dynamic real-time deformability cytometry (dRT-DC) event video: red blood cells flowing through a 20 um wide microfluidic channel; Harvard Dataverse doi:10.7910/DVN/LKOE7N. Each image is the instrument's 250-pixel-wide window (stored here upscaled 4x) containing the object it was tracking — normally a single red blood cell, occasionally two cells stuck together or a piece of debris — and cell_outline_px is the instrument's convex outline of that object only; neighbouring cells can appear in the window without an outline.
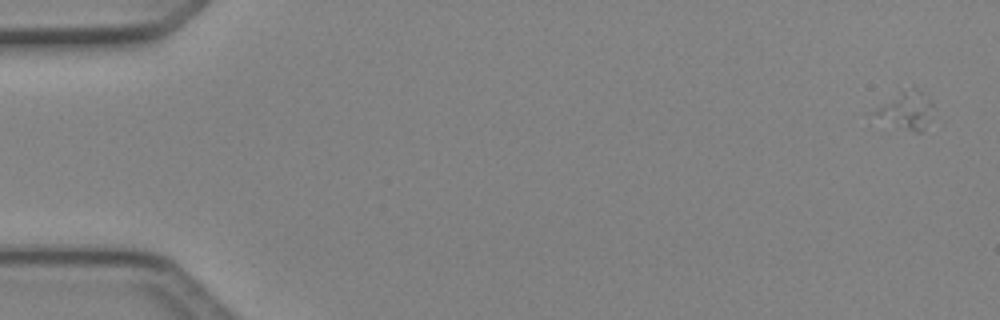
{"species": "Egyptian fruit bat (a non-hibernating species)", "species_latin": "Rousettus aegyptiacus", "temperature_condition": "cold", "stored_images_in_passage": 50, "camera_frame_rate_fps": 3000, "um_per_image_px": 0.085, "animal": {"sex": "female"}, "frame": {"image": 1, "passage_image": 1, "time_ms": 0.0, "image_size_px": [1000, 320], "cell_outline_px": [[932, 104], [920, 132], [916, 132], [880, 116], [876, 112], [876, 108], [904, 92], [916, 88]], "centroid_in_image_um": [77.08, 9.34], "position_along_channel_um": 7.9, "area_um2": 10.46}}
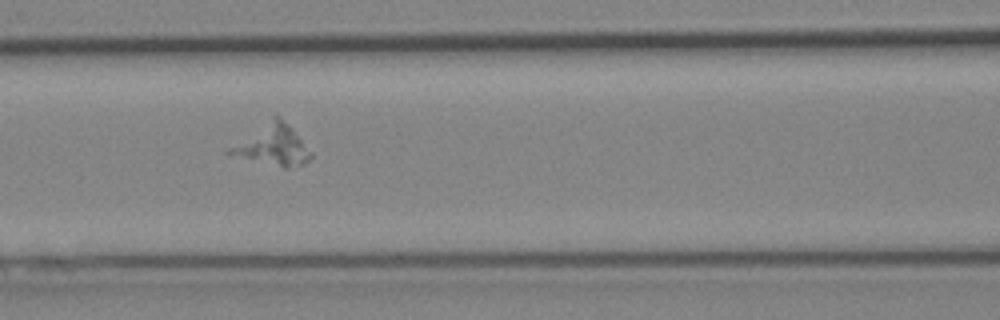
{"frame": {"image": 2, "passage_image": 22, "time_ms": 7.0, "image_size_px": [1000, 320], "cell_outline_px": [[312, 156], [304, 164], [288, 168], [284, 168], [224, 152], [228, 148], [276, 112], [292, 128]], "centroid_in_image_um": [23.15, 12.29], "position_along_channel_um": 143.5, "area_um2": 18.84}}
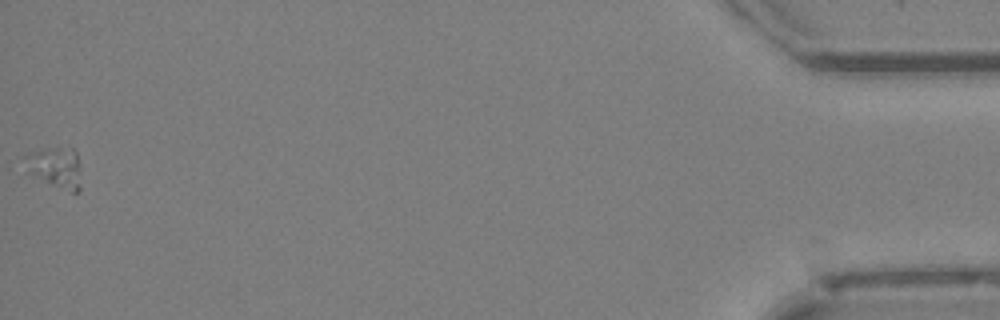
{"frame": {"image": 3, "passage_image": 50, "time_ms": 16.333, "image_size_px": [1000, 320], "cell_outline_px": [[80, 192], [72, 192], [52, 184], [28, 172], [24, 156], [48, 148], [72, 148], [76, 152], [80, 168]], "centroid_in_image_um": [4.78, 14.23], "position_along_channel_um": 430.4, "area_um2": 12.89}}